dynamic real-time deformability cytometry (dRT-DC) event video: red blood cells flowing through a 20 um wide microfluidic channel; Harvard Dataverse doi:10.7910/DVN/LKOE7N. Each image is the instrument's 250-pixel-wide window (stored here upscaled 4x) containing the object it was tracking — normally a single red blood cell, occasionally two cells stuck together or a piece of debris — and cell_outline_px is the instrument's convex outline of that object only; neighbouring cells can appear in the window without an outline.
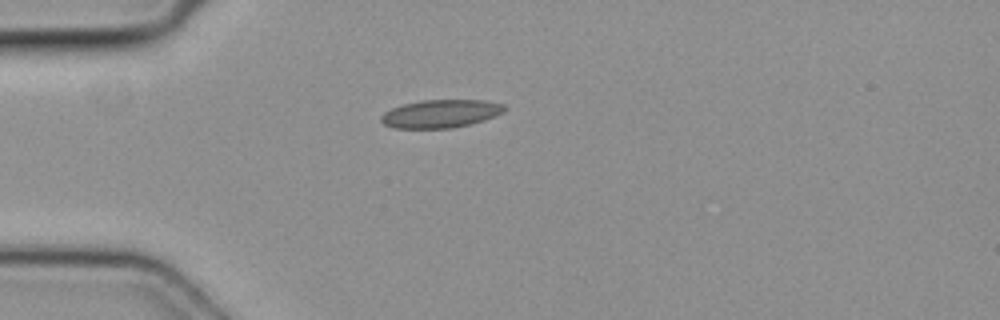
{"species": "common noctule bat (a hibernating species)", "species_latin": "Nyctalus noctula", "temperature_condition": "cold", "stored_images_in_passage": 2, "camera_frame_rate_fps": 3000, "um_per_image_px": 0.085, "animal": {"sex": "female", "body_mass_g": 19.3, "forearm_length_mm": 54.1}, "frame": {"image": 1, "passage_image": 1, "time_ms": 0.0, "image_size_px": [1000, 320], "cell_outline_px": [[508, 108], [504, 112], [496, 116], [484, 120], [452, 128], [392, 128], [384, 124], [380, 120], [380, 116], [384, 112], [392, 108], [404, 104], [420, 100], [484, 100], [504, 104]], "centroid_in_image_um": [37.47, 9.66], "position_along_channel_um": 47.5, "area_um2": 20.29}}